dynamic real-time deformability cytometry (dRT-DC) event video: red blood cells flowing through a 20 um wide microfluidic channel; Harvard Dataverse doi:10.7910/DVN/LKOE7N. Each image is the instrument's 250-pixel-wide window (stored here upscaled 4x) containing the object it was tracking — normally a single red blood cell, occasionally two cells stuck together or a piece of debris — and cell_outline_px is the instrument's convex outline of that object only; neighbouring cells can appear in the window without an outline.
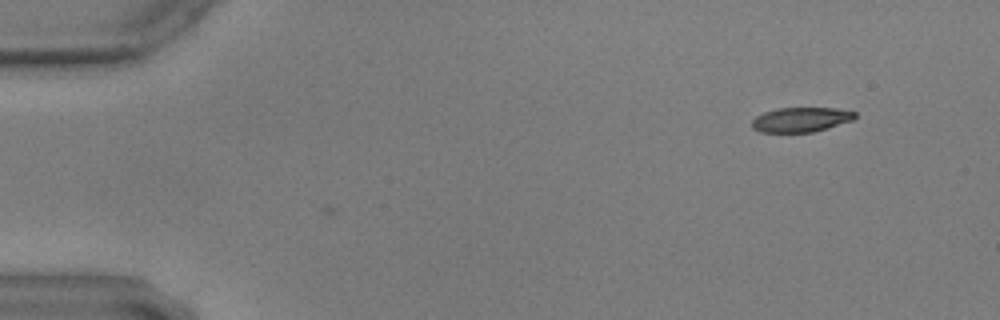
{"species": "common noctule bat (a hibernating species)", "species_latin": "Nyctalus noctula", "temperature_condition": "warm", "stored_images_in_passage": 5, "camera_frame_rate_fps": 3000, "um_per_image_px": 0.085, "animal": {"sex": "male", "body_mass_g": 17.9, "forearm_length_mm": 54.2}, "frame": {"image": 1, "passage_image": 5, "time_ms": 1.333, "image_size_px": [1000, 320], "cell_outline_px": [[856, 116], [852, 120], [828, 128], [812, 132], [760, 132], [752, 128], [752, 120], [756, 116], [764, 112], [776, 108], [836, 108], [856, 112]], "centroid_in_image_um": [68.06, 10.16], "position_along_channel_um": 16.9, "area_um2": 14.8}}